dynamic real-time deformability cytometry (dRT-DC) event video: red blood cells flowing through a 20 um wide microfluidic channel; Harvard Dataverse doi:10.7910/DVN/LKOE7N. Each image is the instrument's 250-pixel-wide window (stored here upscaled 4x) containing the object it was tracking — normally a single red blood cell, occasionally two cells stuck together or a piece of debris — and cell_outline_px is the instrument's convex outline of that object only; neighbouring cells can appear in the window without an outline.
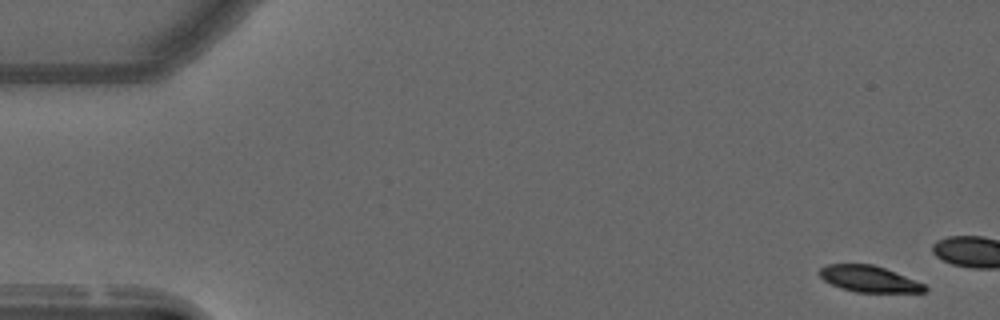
{"species": "common noctule bat (a hibernating species)", "species_latin": "Nyctalus noctula", "temperature_condition": "warm", "stored_images_in_passage": 10, "camera_frame_rate_fps": 3000, "um_per_image_px": 0.085, "animal": {"sex": "male", "forearm_length_mm": 52.5}, "frame": {"image": 1, "passage_image": 1, "time_ms": 0.0, "image_size_px": [1000, 320], "cell_outline_px": [[928, 292], [856, 292], [832, 284], [824, 280], [820, 276], [820, 268], [828, 264], [872, 264], [884, 268], [924, 284], [928, 288]], "centroid_in_image_um": [73.88, 23.71], "position_along_channel_um": 11.1, "area_um2": 15.78}}